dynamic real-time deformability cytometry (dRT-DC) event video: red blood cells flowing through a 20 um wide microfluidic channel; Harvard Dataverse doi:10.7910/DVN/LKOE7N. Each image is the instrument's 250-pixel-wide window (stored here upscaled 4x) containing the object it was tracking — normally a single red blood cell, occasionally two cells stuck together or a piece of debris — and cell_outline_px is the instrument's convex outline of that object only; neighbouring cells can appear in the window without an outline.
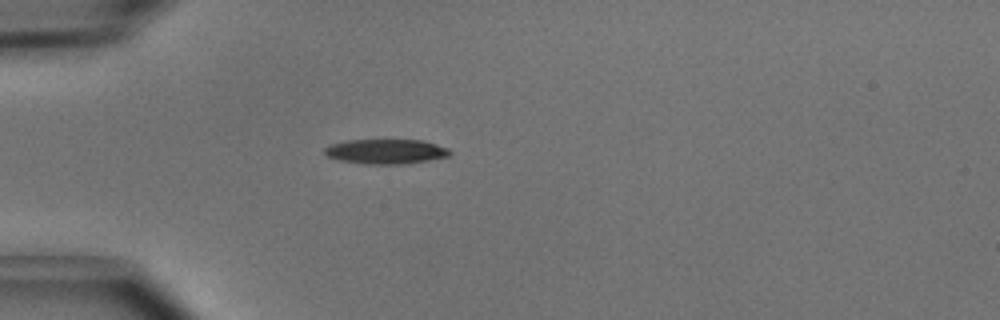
{"species": "common noctule bat (a hibernating species)", "species_latin": "Nyctalus noctula", "temperature_condition": "cold", "stored_images_in_passage": 1, "camera_frame_rate_fps": 3000, "um_per_image_px": 0.085, "animal": {"sex": "male", "body_mass_g": 15.6}, "frame": {"image": 1, "passage_image": 1, "time_ms": 0.0, "image_size_px": [1000, 320], "cell_outline_px": [[452, 152], [448, 156], [428, 160], [400, 164], [364, 164], [340, 160], [328, 156], [324, 152], [324, 148], [328, 144], [344, 140], [424, 140], [448, 148]], "centroid_in_image_um": [32.77, 12.86], "position_along_channel_um": 52.2, "area_um2": 18.09}}